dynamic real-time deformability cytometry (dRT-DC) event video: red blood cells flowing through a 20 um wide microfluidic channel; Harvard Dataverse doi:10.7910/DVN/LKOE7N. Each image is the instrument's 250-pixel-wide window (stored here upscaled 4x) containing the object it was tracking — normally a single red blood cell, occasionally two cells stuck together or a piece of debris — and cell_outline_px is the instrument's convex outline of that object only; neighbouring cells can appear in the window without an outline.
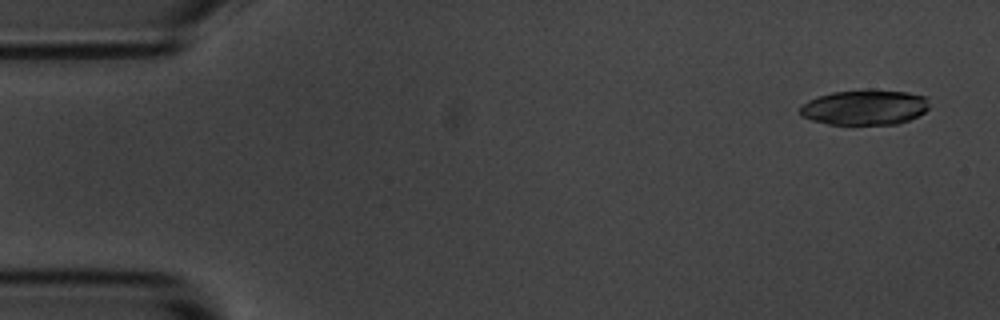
{"species": "common noctule bat (a hibernating species)", "species_latin": "Nyctalus noctula", "temperature_condition": "room temperature", "stored_images_in_passage": 8, "camera_frame_rate_fps": 3000, "um_per_image_px": 0.085, "animal": {"sex": "male", "body_mass_g": 20.1, "forearm_length_mm": 53.5}, "frame": {"image": 1, "passage_image": 1, "time_ms": 0.0, "image_size_px": [1000, 320], "cell_outline_px": [[928, 108], [924, 112], [908, 120], [896, 124], [828, 124], [812, 120], [800, 116], [800, 108], [808, 100], [816, 96], [832, 92], [908, 92], [928, 96]], "centroid_in_image_um": [73.48, 9.15], "position_along_channel_um": 11.5, "area_um2": 25.78}}